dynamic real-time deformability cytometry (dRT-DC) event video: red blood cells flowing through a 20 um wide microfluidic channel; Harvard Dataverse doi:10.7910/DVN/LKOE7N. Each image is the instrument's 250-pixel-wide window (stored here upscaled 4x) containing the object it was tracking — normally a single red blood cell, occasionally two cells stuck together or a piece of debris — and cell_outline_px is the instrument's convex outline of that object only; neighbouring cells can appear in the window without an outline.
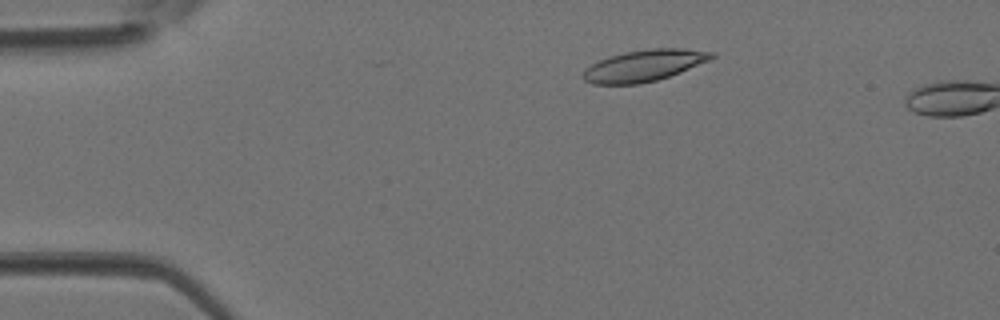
{"species": "Egyptian fruit bat (a non-hibernating species)", "species_latin": "Rousettus aegyptiacus", "temperature_condition": "room temperature", "stored_images_in_passage": 2, "camera_frame_rate_fps": 3000, "um_per_image_px": 0.085, "animal": {"sex": "female"}, "frame": {"image": 1, "passage_image": 2, "time_ms": 0.333, "image_size_px": [1000, 320], "cell_outline_px": [[716, 56], [708, 60], [680, 72], [656, 80], [640, 84], [592, 84], [584, 80], [580, 76], [592, 64], [600, 60], [624, 52], [652, 48], [684, 48], [716, 52]], "centroid_in_image_um": [54.76, 5.57], "position_along_channel_um": 30.2, "area_um2": 23.35}}